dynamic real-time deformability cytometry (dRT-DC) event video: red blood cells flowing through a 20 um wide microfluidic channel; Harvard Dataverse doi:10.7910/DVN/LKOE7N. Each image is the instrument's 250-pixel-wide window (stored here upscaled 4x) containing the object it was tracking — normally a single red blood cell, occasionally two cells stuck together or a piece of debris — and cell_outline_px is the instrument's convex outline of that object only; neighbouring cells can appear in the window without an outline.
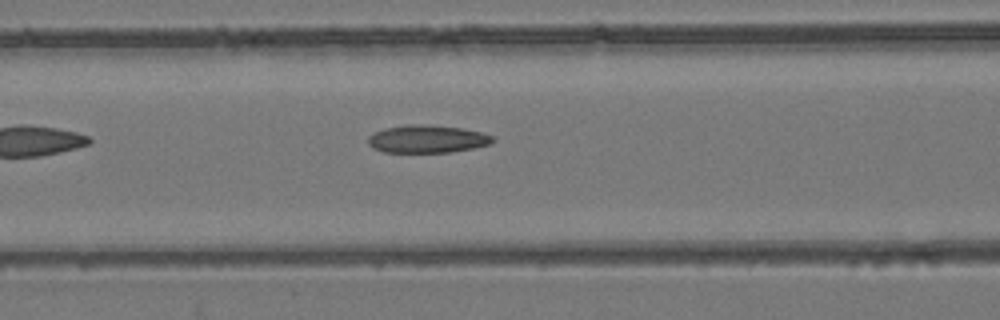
{"species": "common noctule bat (a hibernating species)", "species_latin": "Nyctalus noctula", "temperature_condition": "room temperature", "stored_images_in_passage": 6, "camera_frame_rate_fps": 3000, "um_per_image_px": 0.085, "animal": {"sex": "female", "body_mass_g": 24.6, "forearm_length_mm": 56.2}, "frame": {"image": 1, "passage_image": 6, "time_ms": 1.667, "image_size_px": [1000, 320], "cell_outline_px": [[496, 140], [492, 144], [476, 148], [452, 152], [384, 152], [372, 148], [368, 144], [368, 136], [384, 128], [408, 124], [424, 124], [460, 128], [480, 132], [492, 136]], "centroid_in_image_um": [36.33, 11.82], "position_along_channel_um": 130.3, "area_um2": 20.29}}